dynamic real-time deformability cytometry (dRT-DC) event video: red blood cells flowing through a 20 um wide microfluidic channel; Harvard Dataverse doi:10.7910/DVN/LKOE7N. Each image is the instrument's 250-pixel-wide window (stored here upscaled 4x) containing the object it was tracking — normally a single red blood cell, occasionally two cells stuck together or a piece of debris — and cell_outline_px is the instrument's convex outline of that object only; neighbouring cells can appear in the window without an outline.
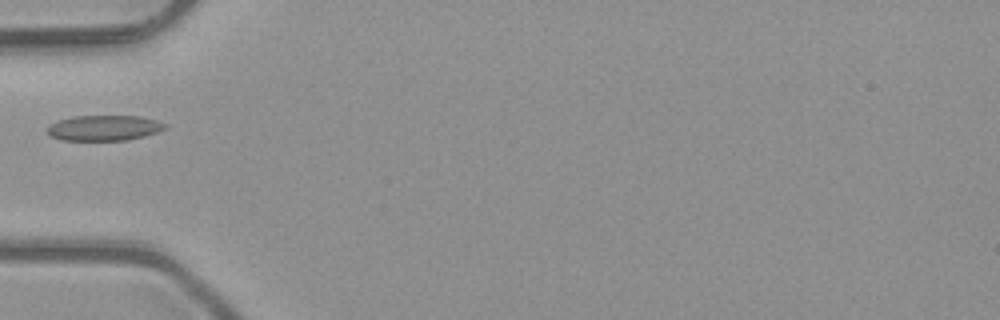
{"species": "common noctule bat (a hibernating species)", "species_latin": "Nyctalus noctula", "temperature_condition": "room temperature", "stored_images_in_passage": 4, "camera_frame_rate_fps": 3000, "um_per_image_px": 0.085, "animal": {"sex": "male", "body_mass_g": 23.1, "forearm_length_mm": 52.7}, "frame": {"image": 1, "passage_image": 4, "time_ms": 1.0, "image_size_px": [1000, 320], "cell_outline_px": [[168, 128], [144, 136], [124, 140], [60, 140], [48, 136], [48, 128], [56, 120], [72, 116], [140, 116], [156, 120], [168, 124]], "centroid_in_image_um": [8.84, 10.87], "position_along_channel_um": 76.2, "area_um2": 17.51}}